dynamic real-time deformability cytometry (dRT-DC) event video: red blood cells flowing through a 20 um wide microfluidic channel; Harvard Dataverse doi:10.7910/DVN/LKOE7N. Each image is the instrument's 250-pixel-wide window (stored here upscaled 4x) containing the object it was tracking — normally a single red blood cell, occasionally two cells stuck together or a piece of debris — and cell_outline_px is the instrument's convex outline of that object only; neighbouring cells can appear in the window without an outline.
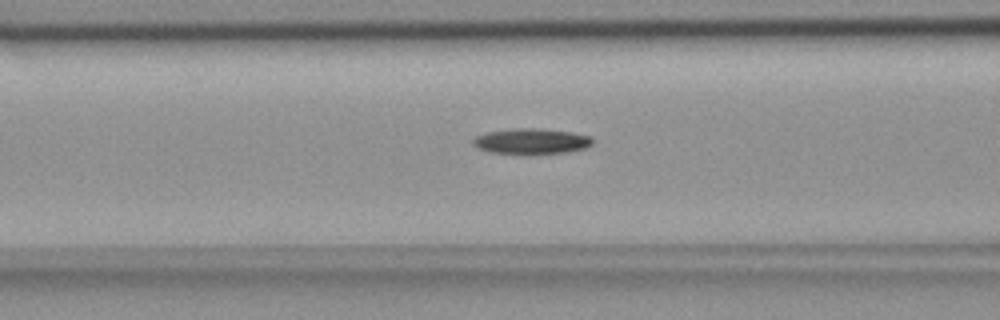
{"species": "common noctule bat (a hibernating species)", "species_latin": "Nyctalus noctula", "temperature_condition": "room temperature", "stored_images_in_passage": 55, "camera_frame_rate_fps": 3000, "um_per_image_px": 0.085, "animal": {"sex": "female", "body_mass_g": 18.4}, "frame": {"image": 1, "passage_image": 22, "time_ms": 7.0, "image_size_px": [1000, 320], "cell_outline_px": [[592, 144], [588, 148], [568, 152], [528, 156], [524, 156], [492, 152], [476, 148], [472, 144], [472, 140], [476, 136], [488, 132], [516, 128], [532, 128], [572, 132], [592, 136]], "centroid_in_image_um": [45.18, 12.05], "position_along_channel_um": 121.4, "area_um2": 18.44}}
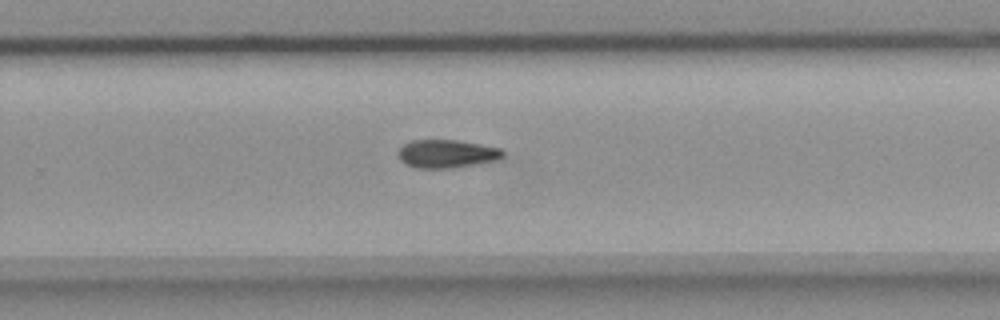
{"frame": {"image": 2, "passage_image": 36, "time_ms": 11.667, "image_size_px": [1000, 320], "cell_outline_px": [[504, 156], [500, 160], [480, 164], [452, 168], [416, 168], [404, 164], [400, 160], [400, 148], [404, 144], [412, 140], [456, 140], [500, 148], [504, 152]], "centroid_in_image_um": [38.01, 13.09], "position_along_channel_um": 291.8, "area_um2": 17.28}}
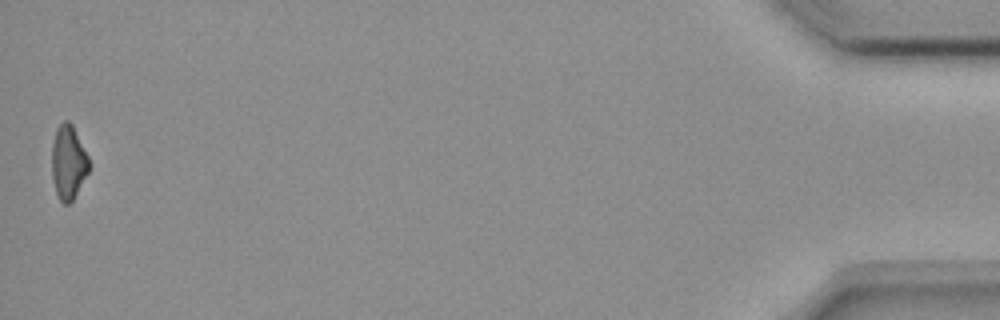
{"frame": {"image": 3, "passage_image": 55, "time_ms": 18.0, "image_size_px": [1000, 320], "cell_outline_px": [[92, 164], [88, 172], [72, 200], [68, 204], [64, 204], [60, 200], [56, 192], [52, 176], [52, 144], [56, 128], [64, 120], [68, 120], [72, 124]], "centroid_in_image_um": [5.81, 13.77], "position_along_channel_um": 429.4, "area_um2": 16.01}, "authors_computed_cell_mechanics": {"area_um2": 16.8198, "velocity_mm_per_s": 3.663, "shape_relaxation_time_tau1_ms": 3.8725, "shape_relaxation_time_tau2_ms": null, "deformation_change_tau1": 0.1636, "deformation_change_tau2": null}}